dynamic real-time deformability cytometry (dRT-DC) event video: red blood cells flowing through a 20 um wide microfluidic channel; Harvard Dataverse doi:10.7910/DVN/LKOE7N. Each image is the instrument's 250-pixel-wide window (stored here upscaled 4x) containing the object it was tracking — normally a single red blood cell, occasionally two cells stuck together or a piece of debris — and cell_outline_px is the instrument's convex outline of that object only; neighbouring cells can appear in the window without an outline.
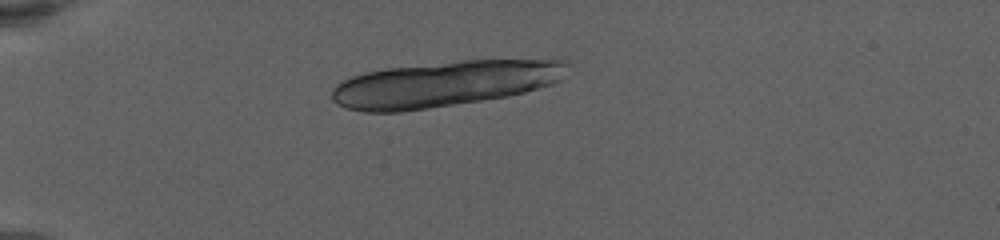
{"species": "human", "species_latin": "Homo sapiens", "temperature_condition": "warm", "stored_images_in_passage": 7, "camera_frame_rate_fps": 3000, "um_per_image_px": 0.085, "donor": {"sex": "female"}, "frame": {"image": 1, "passage_image": 1, "time_ms": 0.0, "image_size_px": [1000, 240], "cell_outline_px": [[568, 64], [560, 80], [552, 84], [524, 92], [508, 96], [428, 108], [400, 112], [364, 112], [348, 108], [336, 104], [332, 100], [332, 88], [336, 84], [352, 76], [364, 72], [388, 68], [460, 60], [560, 56]], "centroid_in_image_um": [37.88, 7.08], "position_along_channel_um": 47.1, "area_um2": 63.81}}